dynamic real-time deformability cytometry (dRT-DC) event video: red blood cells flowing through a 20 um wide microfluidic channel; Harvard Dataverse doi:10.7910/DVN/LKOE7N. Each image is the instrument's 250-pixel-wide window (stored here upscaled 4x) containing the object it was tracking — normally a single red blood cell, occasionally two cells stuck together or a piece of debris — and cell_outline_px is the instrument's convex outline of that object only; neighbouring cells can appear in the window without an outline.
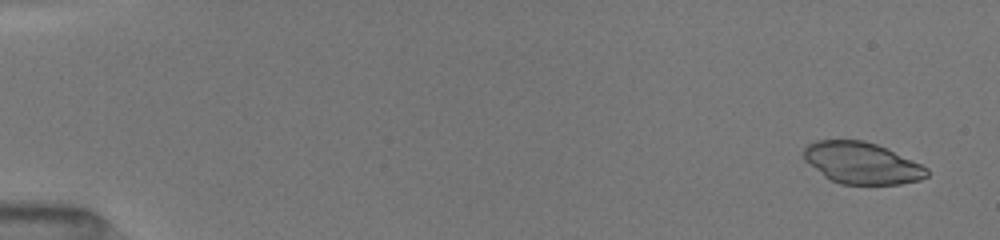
{"species": "common noctule bat (a hibernating species)", "species_latin": "Nyctalus noctula", "temperature_condition": "room temperature", "stored_images_in_passage": 20, "camera_frame_rate_fps": 3000, "um_per_image_px": 0.085, "animal": {"sex": "female", "body_mass_g": 19.5, "forearm_length_mm": 54.1}, "frame": {"image": 1, "passage_image": 1, "time_ms": 0.0, "image_size_px": [1000, 240], "cell_outline_px": [[928, 176], [920, 180], [900, 184], [840, 184], [824, 176], [808, 164], [804, 160], [804, 148], [808, 144], [816, 140], [864, 140], [876, 144], [920, 164], [928, 168]], "centroid_in_image_um": [73.23, 13.86], "position_along_channel_um": 11.8, "area_um2": 29.65}}
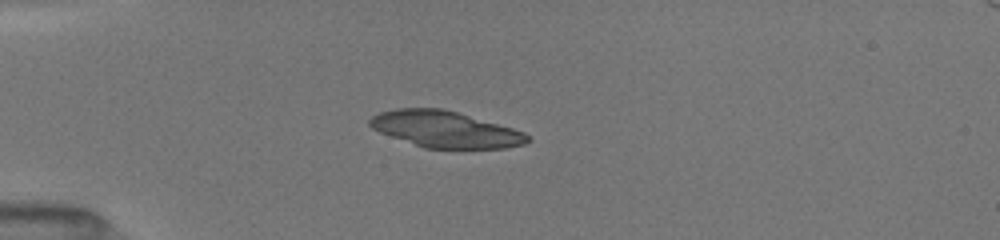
{"frame": {"image": 2, "passage_image": 6, "time_ms": 4.0, "image_size_px": [1000, 240], "cell_outline_px": [[532, 140], [524, 144], [508, 148], [424, 148], [380, 132], [372, 128], [368, 124], [368, 120], [372, 116], [380, 112], [396, 108], [440, 108], [456, 112], [512, 128], [524, 132]], "centroid_in_image_um": [37.83, 10.99], "position_along_channel_um": 47.2, "area_um2": 33.12}}